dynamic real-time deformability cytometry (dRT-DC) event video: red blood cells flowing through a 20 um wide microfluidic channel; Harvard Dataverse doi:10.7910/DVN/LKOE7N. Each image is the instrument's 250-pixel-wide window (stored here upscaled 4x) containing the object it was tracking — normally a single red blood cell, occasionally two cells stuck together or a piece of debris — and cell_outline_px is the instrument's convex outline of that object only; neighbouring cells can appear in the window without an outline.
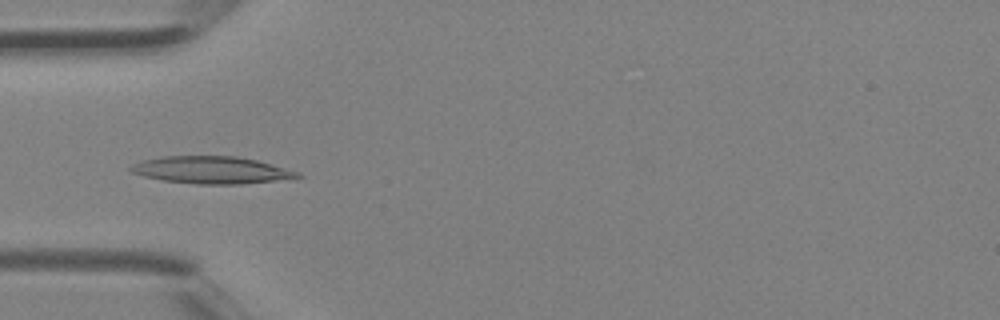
{"species": "Egyptian fruit bat (a non-hibernating species)", "species_latin": "Rousettus aegyptiacus", "temperature_condition": "room temperature", "stored_images_in_passage": 27, "camera_frame_rate_fps": 3000, "um_per_image_px": 0.085, "animal": {"sex": "female"}, "frame": {"image": 1, "passage_image": 4, "time_ms": 1.0, "image_size_px": [1000, 320], "cell_outline_px": [[304, 176], [240, 184], [196, 184], [164, 180], [144, 176], [132, 172], [128, 168], [132, 164], [140, 160], [160, 156], [236, 156], [256, 160], [272, 164], [300, 172]], "centroid_in_image_um": [17.92, 14.44], "position_along_channel_um": 67.1, "area_um2": 26.3}}
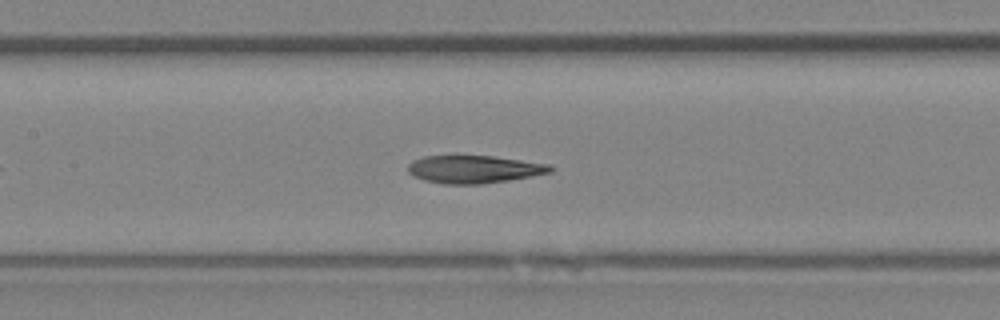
{"frame": {"image": 2, "passage_image": 10, "time_ms": 3.0, "image_size_px": [1000, 320], "cell_outline_px": [[556, 168], [552, 172], [532, 176], [508, 180], [480, 184], [444, 184], [424, 180], [408, 172], [408, 164], [412, 160], [424, 156], [492, 156], [552, 164]], "centroid_in_image_um": [40.34, 14.38], "position_along_channel_um": 167.1, "area_um2": 23.06}}
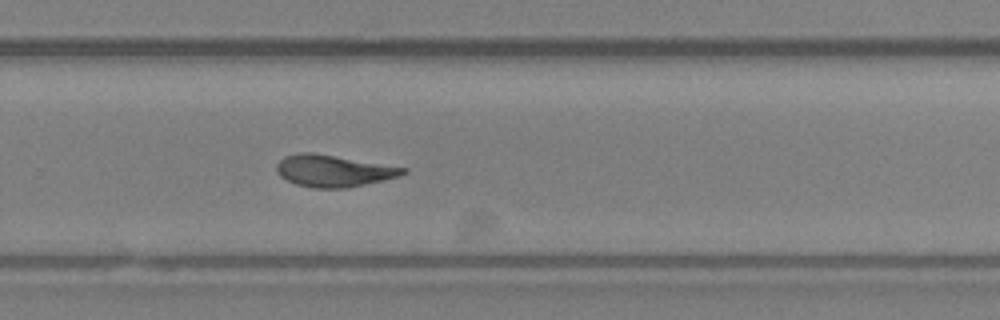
{"frame": {"image": 3, "passage_image": 18, "time_ms": 5.667, "image_size_px": [1000, 320], "cell_outline_px": [[408, 172], [400, 176], [364, 184], [344, 188], [312, 188], [296, 184], [280, 176], [276, 172], [276, 164], [284, 156], [300, 152], [312, 152], [408, 168]], "centroid_in_image_um": [28.32, 14.51], "position_along_channel_um": 301.5, "area_um2": 23.35}}